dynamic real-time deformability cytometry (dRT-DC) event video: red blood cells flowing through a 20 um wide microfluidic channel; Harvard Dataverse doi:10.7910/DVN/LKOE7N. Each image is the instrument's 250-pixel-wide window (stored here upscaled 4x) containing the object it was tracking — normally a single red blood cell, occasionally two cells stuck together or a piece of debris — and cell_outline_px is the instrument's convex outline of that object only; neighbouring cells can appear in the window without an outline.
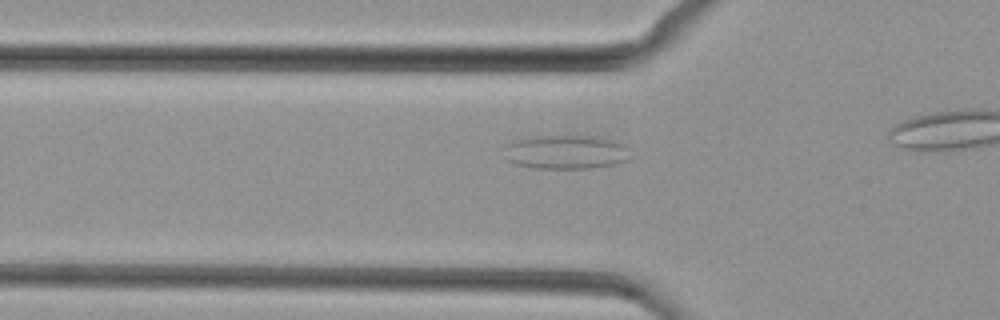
{"species": "common noctule bat (a hibernating species)", "species_latin": "Nyctalus noctula", "temperature_condition": "cold", "stored_images_in_passage": 12, "camera_frame_rate_fps": 3000, "um_per_image_px": 0.085, "animal": {"sex": "female", "body_mass_g": 29.2, "forearm_length_mm": 56.3}, "frame": {"image": 1, "passage_image": 7, "time_ms": 2.0, "image_size_px": [1000, 320], "cell_outline_px": [[628, 160], [616, 164], [592, 168], [532, 168], [512, 164], [504, 160], [500, 148], [504, 144], [512, 140], [536, 136], [592, 136], [612, 140], [624, 144], [628, 148]], "centroid_in_image_um": [47.96, 12.93], "position_along_channel_um": 77.8, "area_um2": 25.61}}